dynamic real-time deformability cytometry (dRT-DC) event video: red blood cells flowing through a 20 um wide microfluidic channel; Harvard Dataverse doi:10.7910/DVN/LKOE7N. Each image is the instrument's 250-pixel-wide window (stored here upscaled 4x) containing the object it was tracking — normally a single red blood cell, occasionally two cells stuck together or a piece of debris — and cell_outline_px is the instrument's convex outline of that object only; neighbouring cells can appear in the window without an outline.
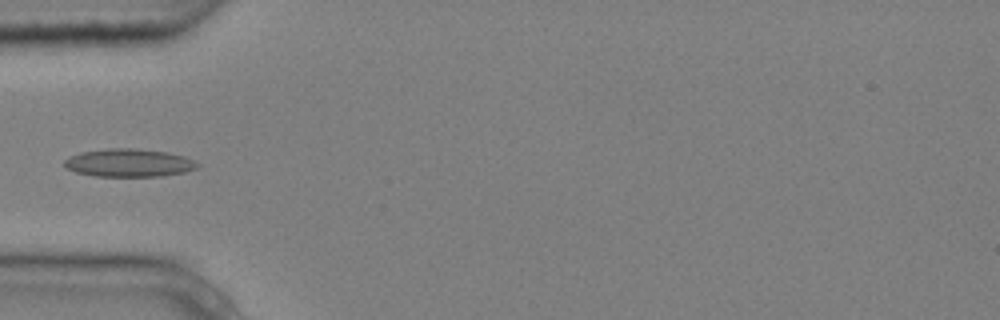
{"species": "common noctule bat (a hibernating species)", "species_latin": "Nyctalus noctula", "temperature_condition": "cold", "stored_images_in_passage": 5, "camera_frame_rate_fps": 3000, "um_per_image_px": 0.085, "animal": {"sex": "male", "body_mass_g": 20.4}, "frame": {"image": 1, "passage_image": 4, "time_ms": 1.0, "image_size_px": [1000, 320], "cell_outline_px": [[200, 164], [196, 168], [184, 172], [160, 176], [96, 176], [76, 172], [68, 168], [64, 164], [64, 160], [68, 156], [80, 152], [108, 148], [136, 148], [168, 152], [184, 156], [196, 160]], "centroid_in_image_um": [10.97, 13.83], "position_along_channel_um": 74.0, "area_um2": 21.79}}
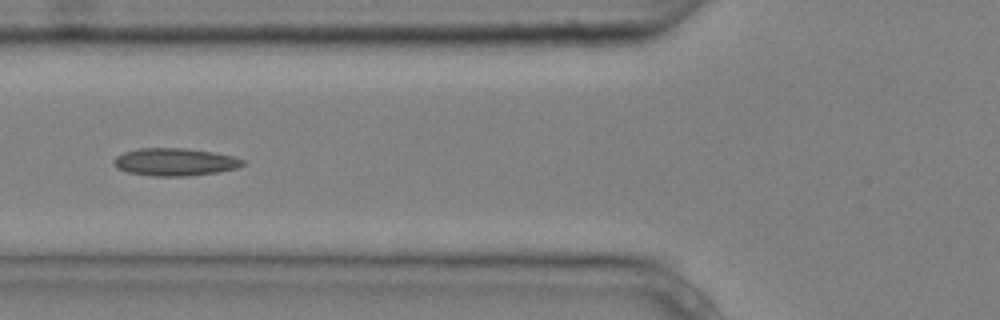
{"frame": {"image": 2, "passage_image": 5, "time_ms": 1.333, "image_size_px": [1000, 320], "cell_outline_px": [[248, 164], [236, 168], [220, 172], [188, 176], [156, 176], [128, 172], [116, 168], [112, 160], [116, 156], [124, 152], [140, 148], [184, 148], [212, 152], [232, 156], [244, 160]], "centroid_in_image_um": [14.88, 13.77], "position_along_channel_um": 110.9, "area_um2": 20.81}}